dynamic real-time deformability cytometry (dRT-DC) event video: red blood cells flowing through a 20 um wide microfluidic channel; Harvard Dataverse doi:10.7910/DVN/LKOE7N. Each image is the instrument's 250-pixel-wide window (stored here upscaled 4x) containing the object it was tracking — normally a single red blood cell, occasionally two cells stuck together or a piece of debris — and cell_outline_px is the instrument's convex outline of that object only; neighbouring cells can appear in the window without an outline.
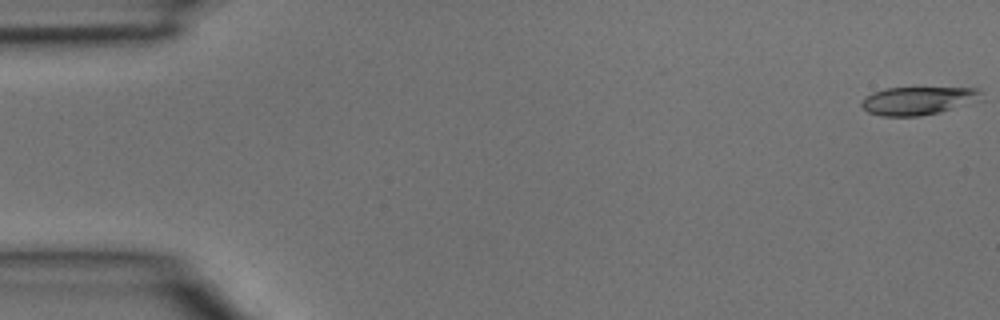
{"species": "common noctule bat (a hibernating species)", "species_latin": "Nyctalus noctula", "temperature_condition": "room temperature", "stored_images_in_passage": 3, "camera_frame_rate_fps": 3000, "um_per_image_px": 0.085, "animal": {"sex": "male", "body_mass_g": 15.6}, "frame": {"image": 1, "passage_image": 1, "time_ms": 0.0, "image_size_px": [1000, 320], "cell_outline_px": [[984, 100], [940, 112], [920, 116], [880, 116], [868, 112], [860, 104], [860, 100], [864, 96], [872, 92], [884, 88], [980, 88]], "centroid_in_image_um": [78.05, 8.56], "position_along_channel_um": 6.9, "area_um2": 20.0}}